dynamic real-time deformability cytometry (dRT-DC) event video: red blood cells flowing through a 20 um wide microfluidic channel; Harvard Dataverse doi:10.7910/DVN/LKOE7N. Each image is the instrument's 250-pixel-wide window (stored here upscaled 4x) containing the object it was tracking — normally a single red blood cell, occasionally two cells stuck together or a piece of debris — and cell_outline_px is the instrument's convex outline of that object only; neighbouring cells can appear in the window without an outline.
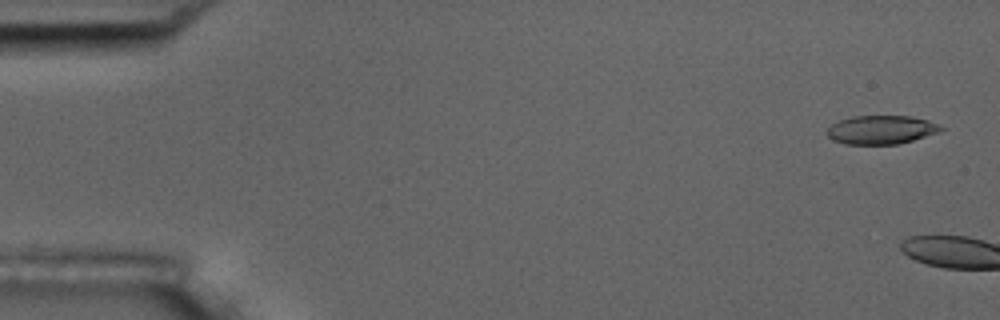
{"species": "common noctule bat (a hibernating species)", "species_latin": "Nyctalus noctula", "temperature_condition": "room temperature", "stored_images_in_passage": 6, "camera_frame_rate_fps": 3000, "um_per_image_px": 0.085, "animal": {"sex": "male", "body_mass_g": 17.5, "forearm_length_mm": 52.3}, "frame": {"image": 1, "passage_image": 1, "time_ms": 0.0, "image_size_px": [1000, 320], "cell_outline_px": [[948, 128], [940, 132], [912, 140], [896, 144], [844, 144], [832, 140], [828, 136], [828, 128], [832, 124], [840, 120], [852, 116], [912, 116], [928, 120]], "centroid_in_image_um": [74.94, 11.02], "position_along_channel_um": 10.1, "area_um2": 19.07}}
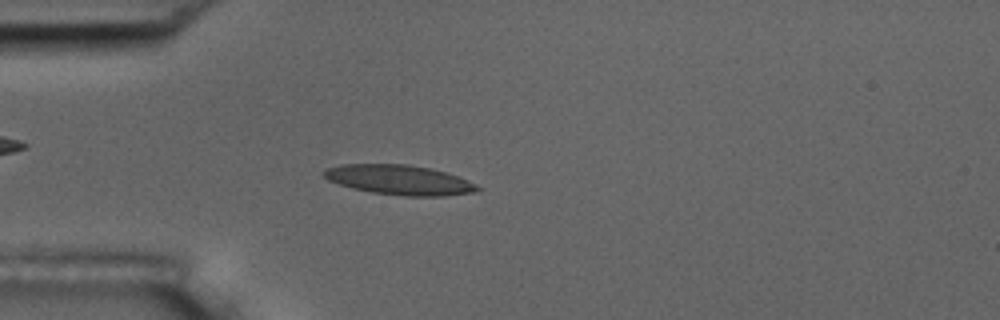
{"frame": {"image": 2, "passage_image": 6, "time_ms": 5.667, "image_size_px": [1000, 320], "cell_outline_px": [[480, 188], [476, 192], [444, 196], [404, 196], [372, 192], [352, 188], [328, 180], [324, 176], [324, 172], [328, 168], [340, 164], [408, 164], [432, 168], [448, 172], [468, 180], [476, 184]], "centroid_in_image_um": [33.99, 15.28], "position_along_channel_um": 51.0, "area_um2": 26.7}}